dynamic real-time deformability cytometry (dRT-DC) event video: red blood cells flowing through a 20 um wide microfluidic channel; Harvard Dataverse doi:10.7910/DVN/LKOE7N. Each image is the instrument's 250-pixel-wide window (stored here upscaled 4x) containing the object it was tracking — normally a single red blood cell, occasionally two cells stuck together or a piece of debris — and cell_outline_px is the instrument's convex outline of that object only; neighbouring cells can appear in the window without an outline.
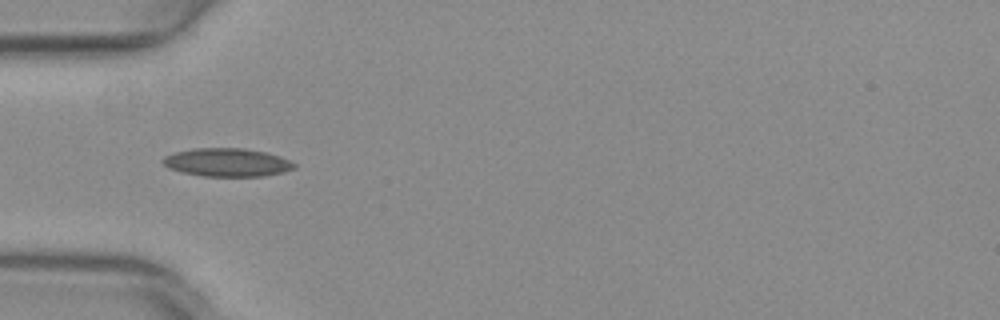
{"species": "common noctule bat (a hibernating species)", "species_latin": "Nyctalus noctula", "temperature_condition": "warm", "stored_images_in_passage": 27, "camera_frame_rate_fps": 3000, "um_per_image_px": 0.085, "animal": {"sex": "female", "body_mass_g": 29.2, "forearm_length_mm": 56.3}, "frame": {"image": 1, "passage_image": 1, "time_ms": 0.0, "image_size_px": [1000, 320], "cell_outline_px": [[296, 168], [284, 172], [264, 176], [204, 176], [180, 172], [168, 168], [160, 160], [164, 156], [176, 152], [192, 148], [244, 148], [264, 152], [280, 156], [296, 164]], "centroid_in_image_um": [19.29, 13.8], "position_along_channel_um": 65.7, "area_um2": 21.73}}
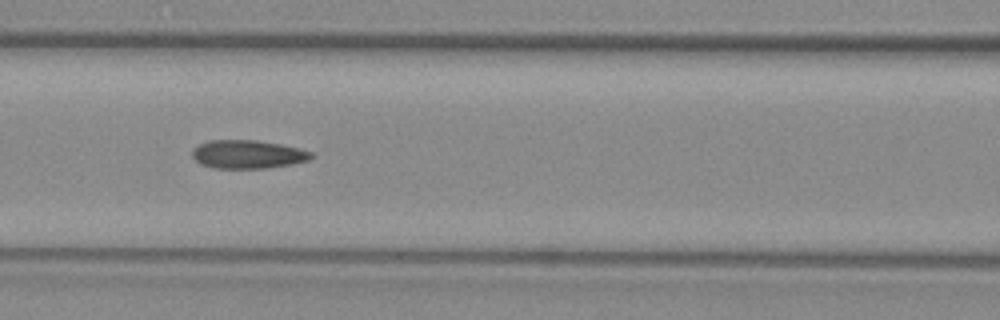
{"frame": {"image": 2, "passage_image": 7, "time_ms": 2.0, "image_size_px": [1000, 320], "cell_outline_px": [[316, 156], [308, 160], [292, 164], [268, 168], [212, 168], [200, 164], [192, 156], [192, 148], [208, 140], [256, 140], [280, 144], [300, 148], [312, 152]], "centroid_in_image_um": [21.07, 13.12], "position_along_channel_um": 145.5, "area_um2": 19.88}}
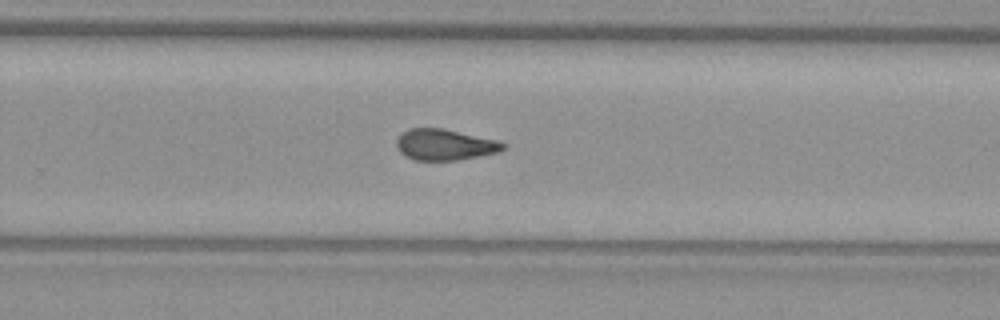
{"frame": {"image": 3, "passage_image": 18, "time_ms": 5.667, "image_size_px": [1000, 320], "cell_outline_px": [[508, 148], [500, 152], [460, 160], [412, 160], [404, 156], [400, 152], [396, 144], [396, 140], [408, 128], [444, 128], [496, 140], [508, 144]], "centroid_in_image_um": [37.85, 12.31], "position_along_channel_um": 292.0, "area_um2": 19.54}, "authors_computed_cell_mechanics": {"area_um2": 19.7098, "velocity_mm_per_s": 4.0092, "shape_relaxation_time_tau1_ms": null, "shape_relaxation_time_tau2_ms": 2.9201, "deformation_change_tau1": null, "deformation_change_tau2": 0.0989}}